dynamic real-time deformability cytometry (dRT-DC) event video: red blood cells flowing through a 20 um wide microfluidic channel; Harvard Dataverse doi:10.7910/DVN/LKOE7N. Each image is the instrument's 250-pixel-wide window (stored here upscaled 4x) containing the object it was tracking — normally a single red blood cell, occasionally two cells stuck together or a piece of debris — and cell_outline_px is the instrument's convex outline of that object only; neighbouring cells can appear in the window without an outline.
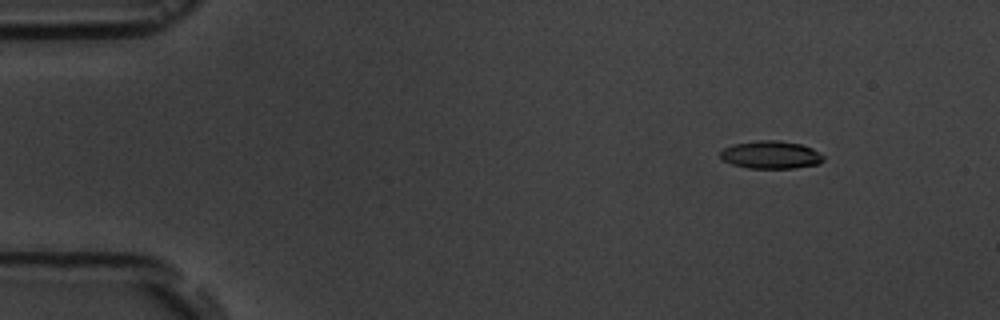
{"species": "common noctule bat (a hibernating species)", "species_latin": "Nyctalus noctula", "temperature_condition": "room temperature", "stored_images_in_passage": 6, "camera_frame_rate_fps": 3000, "um_per_image_px": 0.085, "animal": {"sex": "male", "body_mass_g": 19.5, "forearm_length_mm": 54.6}, "frame": {"image": 1, "passage_image": 2, "time_ms": 1.333, "image_size_px": [1000, 320], "cell_outline_px": [[824, 160], [820, 164], [796, 168], [748, 168], [732, 164], [724, 160], [720, 156], [720, 152], [724, 148], [732, 144], [756, 140], [780, 140], [800, 144], [812, 148], [824, 156]], "centroid_in_image_um": [65.54, 13.15], "position_along_channel_um": 19.5, "area_um2": 16.82}}
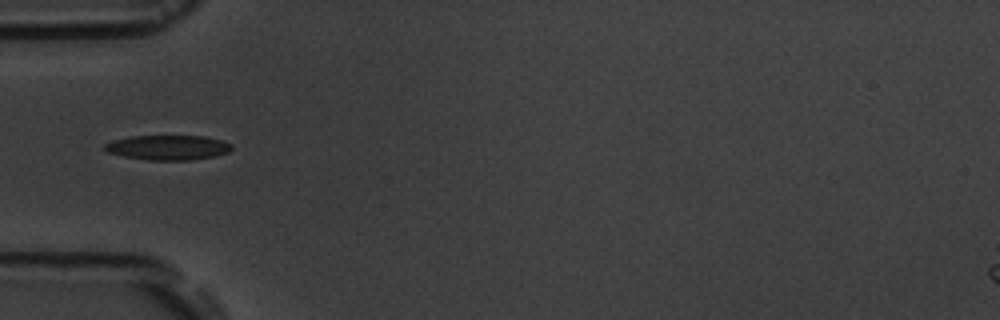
{"frame": {"image": 2, "passage_image": 5, "time_ms": 5.333, "image_size_px": [1000, 320], "cell_outline_px": [[232, 148], [228, 152], [212, 156], [192, 160], [148, 160], [124, 156], [108, 152], [104, 148], [104, 144], [112, 140], [132, 136], [204, 136], [220, 140], [232, 144]], "centroid_in_image_um": [14.26, 12.53], "position_along_channel_um": 70.7, "area_um2": 18.21}}
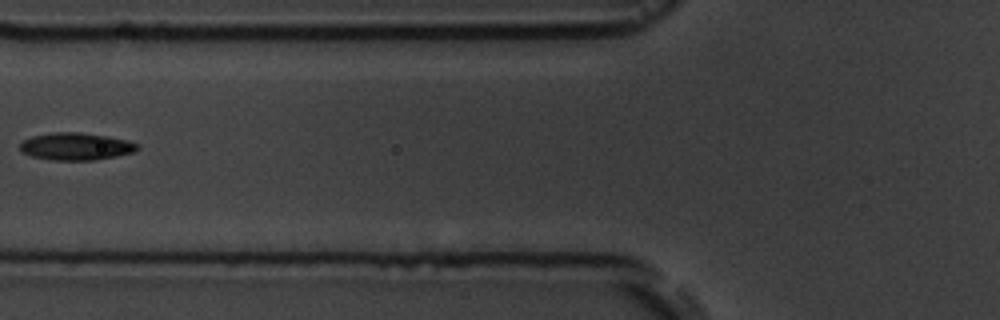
{"frame": {"image": 3, "passage_image": 6, "time_ms": 6.667, "image_size_px": [1000, 320], "cell_outline_px": [[140, 148], [132, 152], [116, 156], [92, 160], [52, 160], [32, 156], [20, 152], [20, 144], [24, 140], [32, 136], [52, 132], [80, 132], [128, 140], [136, 144]], "centroid_in_image_um": [6.41, 12.44], "position_along_channel_um": 119.4, "area_um2": 18.55}}